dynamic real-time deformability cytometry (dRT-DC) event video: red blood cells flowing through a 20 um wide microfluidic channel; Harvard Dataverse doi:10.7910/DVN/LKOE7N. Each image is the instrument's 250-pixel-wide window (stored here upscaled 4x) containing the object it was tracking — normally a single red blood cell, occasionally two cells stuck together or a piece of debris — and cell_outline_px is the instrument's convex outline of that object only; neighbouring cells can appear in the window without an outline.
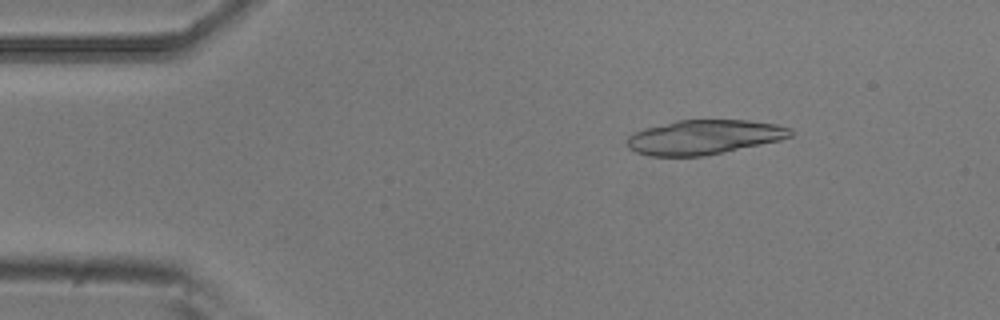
{"species": "common noctule bat (a hibernating species)", "species_latin": "Nyctalus noctula", "temperature_condition": "room temperature", "stored_images_in_passage": 4, "camera_frame_rate_fps": 3000, "um_per_image_px": 0.085, "animal": {"sex": "male", "body_mass_g": 20.5, "forearm_length_mm": 52.5}, "frame": {"image": 1, "passage_image": 2, "time_ms": 0.333, "image_size_px": [1000, 320], "cell_outline_px": [[792, 136], [780, 140], [724, 152], [704, 156], [648, 156], [636, 152], [628, 148], [628, 136], [632, 132], [644, 128], [676, 120], [748, 120], [776, 124], [792, 128]], "centroid_in_image_um": [59.83, 11.65], "position_along_channel_um": 25.2, "area_um2": 32.95}}